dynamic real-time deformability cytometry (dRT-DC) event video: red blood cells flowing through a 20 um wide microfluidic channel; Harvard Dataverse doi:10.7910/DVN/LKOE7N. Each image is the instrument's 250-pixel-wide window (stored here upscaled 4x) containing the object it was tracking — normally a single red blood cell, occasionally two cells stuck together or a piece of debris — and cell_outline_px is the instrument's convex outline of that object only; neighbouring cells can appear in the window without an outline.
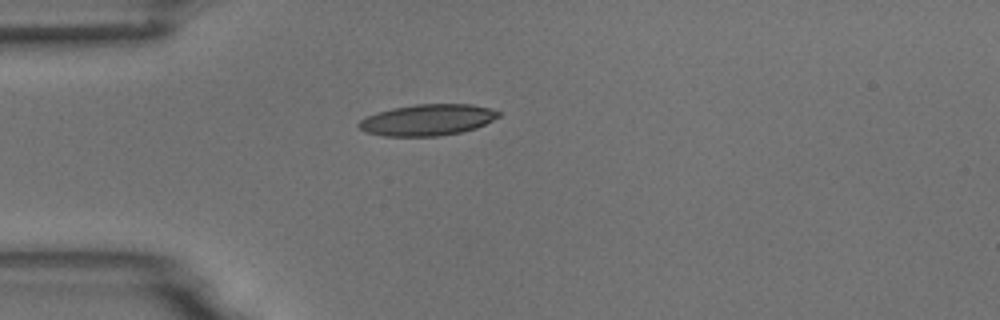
{"species": "common noctule bat (a hibernating species)", "species_latin": "Nyctalus noctula", "temperature_condition": "room temperature", "stored_images_in_passage": 4, "camera_frame_rate_fps": 3000, "um_per_image_px": 0.085, "animal": {"sex": "male", "body_mass_g": 18.8}, "frame": {"image": 1, "passage_image": 1, "time_ms": 0.0, "image_size_px": [1000, 320], "cell_outline_px": [[500, 116], [476, 128], [460, 132], [440, 136], [384, 136], [364, 132], [356, 124], [360, 120], [368, 116], [392, 108], [416, 104], [472, 104], [488, 108], [500, 112]], "centroid_in_image_um": [36.32, 10.2], "position_along_channel_um": 48.7, "area_um2": 25.32}}